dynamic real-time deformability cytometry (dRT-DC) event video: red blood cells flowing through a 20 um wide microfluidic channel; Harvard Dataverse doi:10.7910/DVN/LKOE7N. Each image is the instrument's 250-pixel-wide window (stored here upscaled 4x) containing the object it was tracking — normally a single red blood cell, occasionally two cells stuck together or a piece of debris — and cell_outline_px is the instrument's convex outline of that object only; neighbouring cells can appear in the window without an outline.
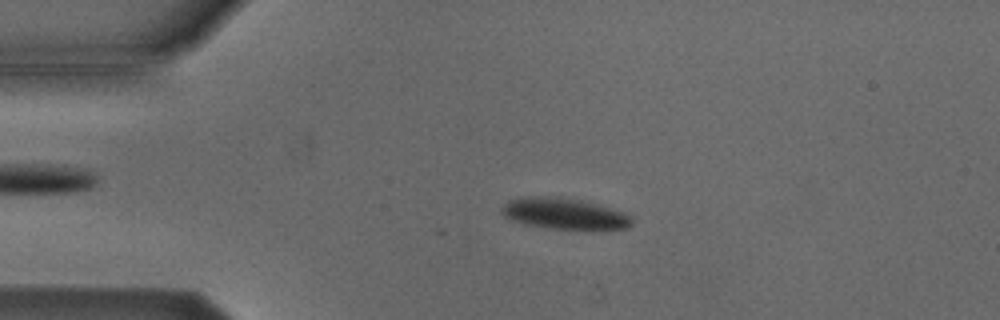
{"species": "Egyptian fruit bat (a non-hibernating species)", "species_latin": "Rousettus aegyptiacus", "temperature_condition": "cold", "stored_images_in_passage": 31, "camera_frame_rate_fps": 3000, "um_per_image_px": 0.085, "animal": {"sex": "male"}, "frame": {"image": 1, "passage_image": 11, "time_ms": 3.333, "image_size_px": [1000, 320], "cell_outline_px": [[632, 224], [628, 228], [592, 232], [548, 228], [524, 224], [512, 220], [504, 216], [500, 212], [500, 208], [508, 200], [524, 196], [540, 196], [576, 200], [596, 204], [628, 212], [632, 220]], "centroid_in_image_um": [48.02, 18.21], "position_along_channel_um": 37.0, "area_um2": 24.33}}
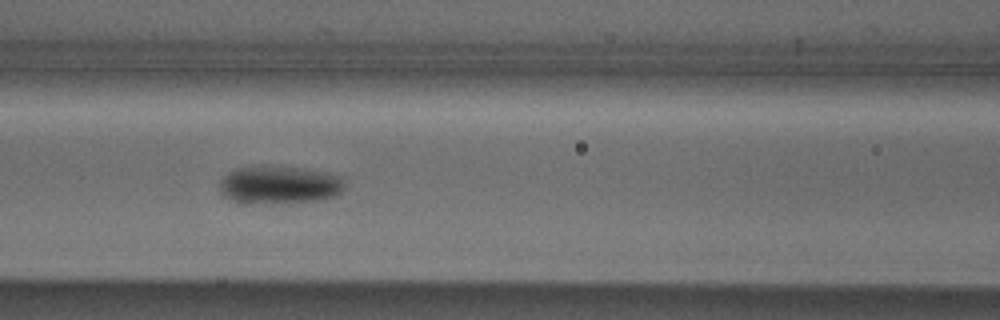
{"frame": {"image": 2, "passage_image": 22, "time_ms": 7.0, "image_size_px": [1000, 320], "cell_outline_px": [[344, 188], [336, 196], [320, 200], [248, 204], [240, 204], [224, 196], [220, 192], [220, 184], [224, 176], [228, 172], [236, 168], [296, 168], [328, 172], [340, 176], [344, 184]], "centroid_in_image_um": [23.74, 15.75], "position_along_channel_um": 142.9, "area_um2": 27.11}}
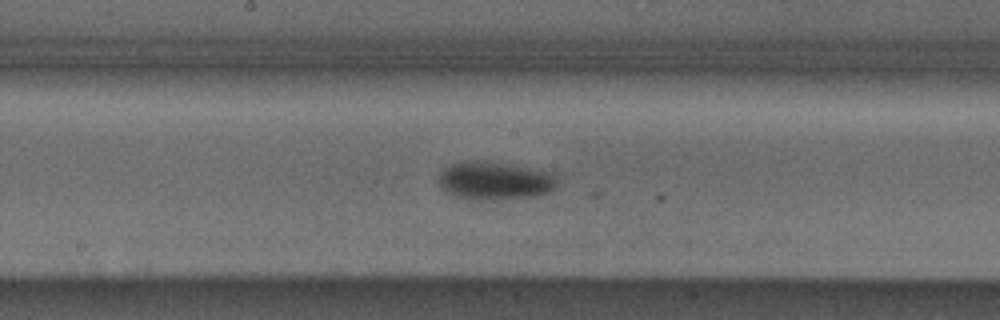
{"frame": {"image": 3, "passage_image": 27, "time_ms": 8.667, "image_size_px": [1000, 320], "cell_outline_px": [[556, 188], [548, 192], [536, 196], [480, 200], [468, 200], [456, 196], [440, 188], [436, 180], [440, 172], [444, 168], [460, 160], [484, 160], [552, 172], [556, 176]], "centroid_in_image_um": [41.99, 15.35], "position_along_channel_um": 206.2, "area_um2": 26.65}}